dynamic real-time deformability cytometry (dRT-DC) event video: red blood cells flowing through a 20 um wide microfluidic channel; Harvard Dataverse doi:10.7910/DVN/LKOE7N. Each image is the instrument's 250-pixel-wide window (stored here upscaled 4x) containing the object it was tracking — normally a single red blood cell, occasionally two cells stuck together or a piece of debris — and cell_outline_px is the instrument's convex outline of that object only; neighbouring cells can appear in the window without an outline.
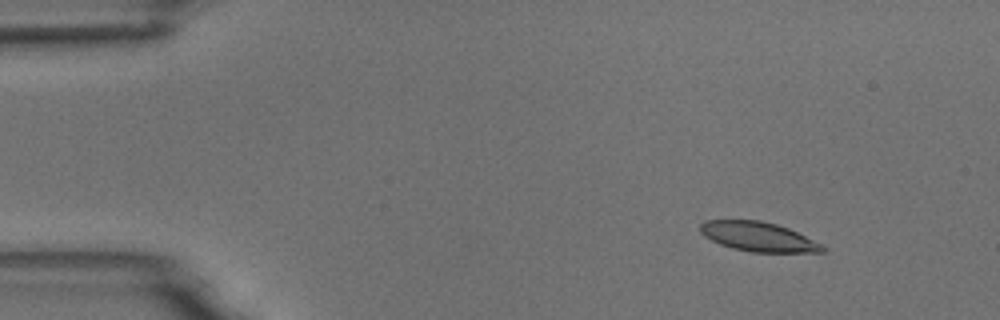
{"species": "common noctule bat (a hibernating species)", "species_latin": "Nyctalus noctula", "temperature_condition": "room temperature", "stored_images_in_passage": 3, "camera_frame_rate_fps": 3000, "um_per_image_px": 0.085, "animal": {"sex": "male", "body_mass_g": 18.8}, "frame": {"image": 1, "passage_image": 1, "time_ms": 0.0, "image_size_px": [1000, 320], "cell_outline_px": [[828, 248], [824, 252], [752, 252], [732, 248], [720, 244], [704, 236], [700, 232], [700, 224], [704, 220], [760, 220], [776, 224], [788, 228], [824, 244]], "centroid_in_image_um": [64.49, 20.12], "position_along_channel_um": 20.5, "area_um2": 21.1}}